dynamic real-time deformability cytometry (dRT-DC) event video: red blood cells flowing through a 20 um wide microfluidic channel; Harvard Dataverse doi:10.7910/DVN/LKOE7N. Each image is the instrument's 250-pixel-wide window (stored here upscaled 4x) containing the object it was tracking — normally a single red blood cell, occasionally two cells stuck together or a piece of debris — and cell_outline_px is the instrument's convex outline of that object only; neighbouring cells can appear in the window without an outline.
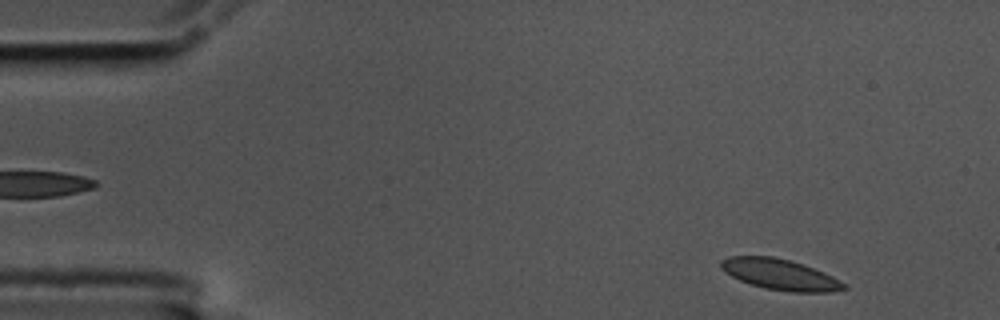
{"species": "common noctule bat (a hibernating species)", "species_latin": "Nyctalus noctula", "temperature_condition": "cold", "stored_images_in_passage": 55, "camera_frame_rate_fps": 3000, "um_per_image_px": 0.085, "animal": {"sex": "male", "body_mass_g": 17.5, "forearm_length_mm": 52.3}, "frame": {"image": 1, "passage_image": 3, "time_ms": 0.667, "image_size_px": [1000, 320], "cell_outline_px": [[848, 288], [832, 292], [792, 292], [768, 288], [752, 284], [740, 280], [724, 272], [720, 268], [720, 260], [728, 256], [772, 256], [788, 260], [824, 272], [840, 280]], "centroid_in_image_um": [66.28, 23.32], "position_along_channel_um": 18.7, "area_um2": 21.79}}
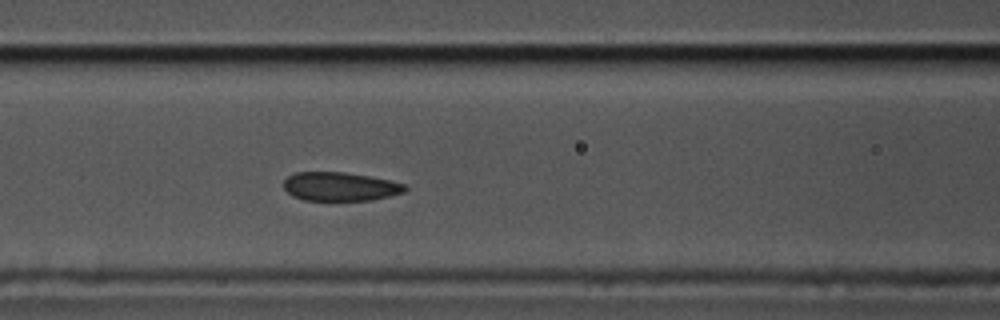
{"frame": {"image": 2, "passage_image": 21, "time_ms": 6.667, "image_size_px": [1000, 320], "cell_outline_px": [[408, 188], [404, 192], [372, 200], [304, 200], [292, 196], [284, 188], [284, 180], [288, 176], [296, 172], [344, 172], [392, 180], [408, 184]], "centroid_in_image_um": [28.94, 15.85], "position_along_channel_um": 137.7, "area_um2": 20.4}}
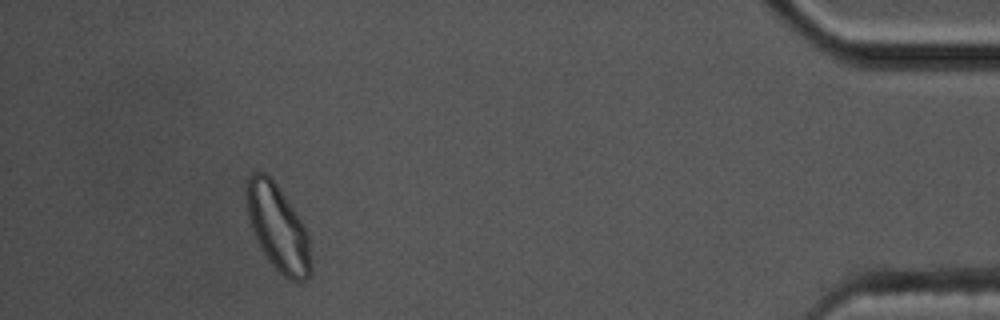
{"frame": {"image": 3, "passage_image": 50, "time_ms": 16.333, "image_size_px": [1000, 320], "cell_outline_px": [[312, 272], [304, 280], [292, 280], [284, 276], [268, 260], [260, 248], [256, 240], [248, 216], [244, 196], [244, 188], [248, 176], [252, 172], [264, 172], [276, 184], [300, 220], [308, 236], [312, 264]], "centroid_in_image_um": [23.58, 19.35], "position_along_channel_um": 411.6, "area_um2": 32.08}, "authors_computed_cell_mechanics": {"area_um2": 21.9062, "velocity_mm_per_s": 3.4748, "shape_relaxation_time_tau1_ms": 5.5876, "shape_relaxation_time_tau2_ms": 2.294, "deformation_change_tau1": 0.0975, "deformation_change_tau2": 0.052}}